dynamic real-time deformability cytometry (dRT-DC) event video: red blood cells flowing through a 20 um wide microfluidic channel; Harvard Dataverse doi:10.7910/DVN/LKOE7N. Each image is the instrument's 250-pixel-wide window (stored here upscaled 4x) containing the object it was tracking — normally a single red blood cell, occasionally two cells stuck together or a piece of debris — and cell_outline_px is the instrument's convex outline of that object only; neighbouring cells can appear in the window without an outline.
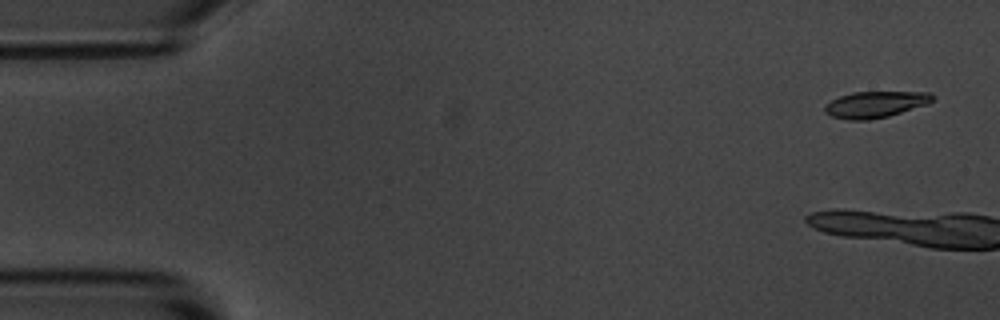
{"species": "common noctule bat (a hibernating species)", "species_latin": "Nyctalus noctula", "temperature_condition": "room temperature", "stored_images_in_passage": 6, "camera_frame_rate_fps": 3000, "um_per_image_px": 0.085, "animal": {"sex": "male", "body_mass_g": 20.1, "forearm_length_mm": 53.5}, "frame": {"image": 1, "passage_image": 1, "time_ms": 0.0, "image_size_px": [1000, 320], "cell_outline_px": [[932, 100], [928, 104], [888, 116], [868, 120], [848, 120], [832, 116], [824, 112], [824, 108], [832, 100], [840, 96], [852, 92], [928, 92], [932, 96]], "centroid_in_image_um": [74.39, 8.88], "position_along_channel_um": 10.6, "area_um2": 16.3}}